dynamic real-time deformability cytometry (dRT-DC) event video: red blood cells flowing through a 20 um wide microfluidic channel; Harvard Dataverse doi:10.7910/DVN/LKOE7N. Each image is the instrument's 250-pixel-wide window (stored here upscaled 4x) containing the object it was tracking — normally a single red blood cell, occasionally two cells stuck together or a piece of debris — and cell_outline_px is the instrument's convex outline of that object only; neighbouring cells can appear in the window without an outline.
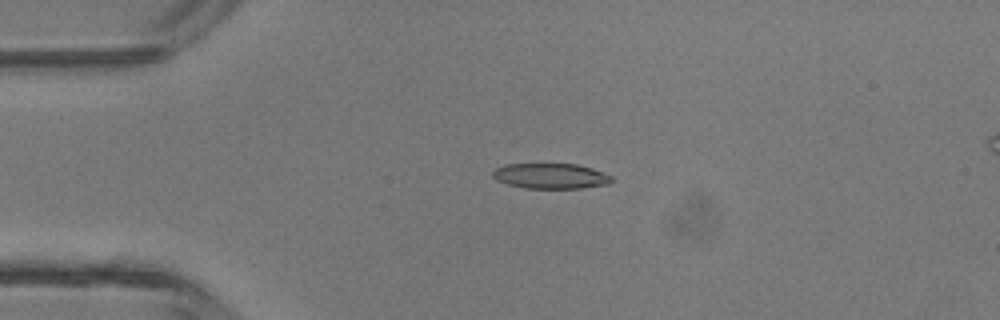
{"species": "common noctule bat (a hibernating species)", "species_latin": "Nyctalus noctula", "temperature_condition": "room temperature", "stored_images_in_passage": 4, "camera_frame_rate_fps": 3000, "um_per_image_px": 0.085, "animal": {"sex": "male", "body_mass_g": 13.3}, "frame": {"image": 1, "passage_image": 2, "time_ms": 0.333, "image_size_px": [1000, 320], "cell_outline_px": [[612, 180], [608, 184], [580, 188], [524, 188], [508, 184], [496, 180], [492, 176], [492, 172], [496, 168], [508, 164], [576, 164], [592, 168], [612, 176]], "centroid_in_image_um": [46.8, 14.96], "position_along_channel_um": 38.2, "area_um2": 17.46}}